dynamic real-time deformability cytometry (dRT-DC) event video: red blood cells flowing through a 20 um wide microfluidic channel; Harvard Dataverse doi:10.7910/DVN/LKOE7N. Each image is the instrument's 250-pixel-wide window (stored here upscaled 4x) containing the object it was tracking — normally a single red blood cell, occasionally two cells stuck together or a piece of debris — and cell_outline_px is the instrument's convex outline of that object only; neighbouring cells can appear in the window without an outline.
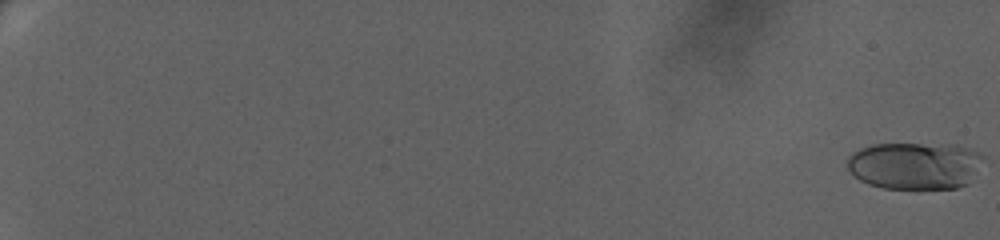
{"species": "human", "species_latin": "Homo sapiens", "temperature_condition": "warm", "stored_images_in_passage": 68, "camera_frame_rate_fps": 3000, "um_per_image_px": 0.085, "donor": {"sex": "female"}, "frame": {"image": 1, "passage_image": 1, "time_ms": 0.0, "image_size_px": [1000, 240], "cell_outline_px": [[980, 156], [968, 184], [956, 188], [884, 188], [868, 184], [860, 180], [848, 168], [848, 156], [852, 152], [860, 148], [872, 144], [956, 144], [980, 152]], "centroid_in_image_um": [77.7, 14.06], "position_along_channel_um": 7.3, "area_um2": 36.93}}
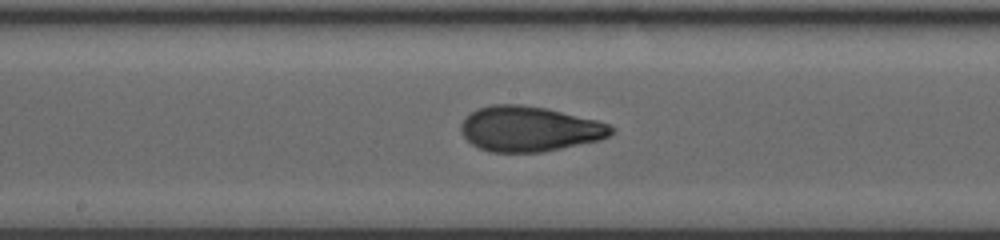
{"frame": {"image": 2, "passage_image": 42, "time_ms": 13.667, "image_size_px": [1000, 240], "cell_outline_px": [[616, 132], [600, 140], [540, 152], [488, 152], [472, 144], [464, 136], [460, 128], [460, 124], [476, 108], [492, 104], [520, 104], [548, 108], [612, 124], [616, 128]], "centroid_in_image_um": [45.03, 10.94], "position_along_channel_um": 203.2, "area_um2": 39.71}}
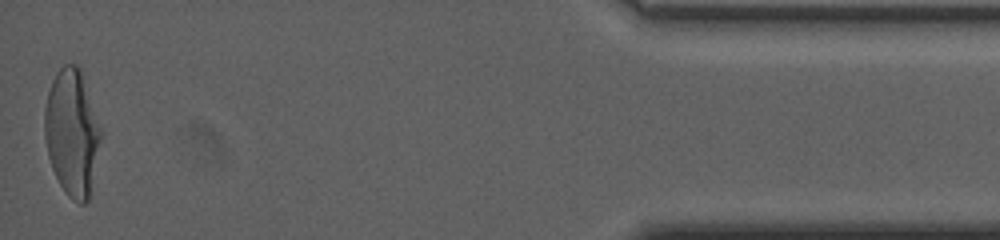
{"frame": {"image": 3, "passage_image": 68, "time_ms": 22.333, "image_size_px": [1000, 240], "cell_outline_px": [[100, 140], [88, 200], [84, 204], [80, 204], [72, 200], [68, 196], [60, 184], [52, 168], [48, 156], [44, 136], [44, 108], [48, 92], [52, 80], [56, 72], [64, 64], [76, 64], [80, 68], [100, 128]], "centroid_in_image_um": [6.08, 11.26], "position_along_channel_um": 429.1, "area_um2": 40.81}, "authors_computed_cell_mechanics": {"area_um2": 38.0324, "velocity_mm_per_s": 3.3338, "shape_relaxation_time_tau1_ms": null, "shape_relaxation_time_tau2_ms": 1.1298, "deformation_change_tau1": null, "deformation_change_tau2": 0.0685}}